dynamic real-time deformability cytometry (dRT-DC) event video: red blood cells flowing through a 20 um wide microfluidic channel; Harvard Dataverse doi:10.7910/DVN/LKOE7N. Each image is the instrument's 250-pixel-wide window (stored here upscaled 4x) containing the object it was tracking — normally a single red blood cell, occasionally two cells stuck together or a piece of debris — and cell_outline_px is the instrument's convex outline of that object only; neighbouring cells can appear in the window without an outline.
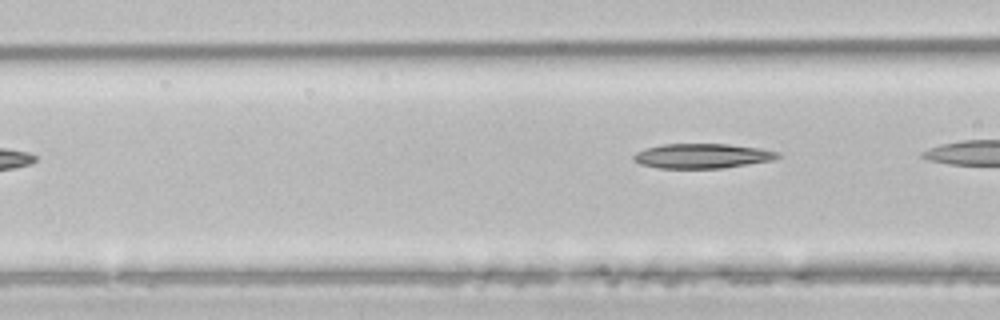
{"species": "common noctule bat (a hibernating species)", "species_latin": "Nyctalus noctula", "temperature_condition": "room temperature", "stored_images_in_passage": 3, "segment_of_instrument_passage": [2, 2], "camera_frame_rate_fps": 3000, "um_per_image_px": 0.085, "animal": {"sex": "male", "body_mass_g": 21.5, "forearm_length_mm": 52.0}, "frame": {"image": 1, "passage_image": 3, "time_ms": 0.667, "image_size_px": [1000, 320], "cell_outline_px": [[780, 156], [772, 160], [720, 168], [660, 168], [640, 164], [632, 160], [632, 156], [636, 152], [648, 148], [664, 144], [728, 144], [760, 148], [780, 152]], "centroid_in_image_um": [59.67, 13.25], "position_along_channel_um": 106.9, "area_um2": 20.58}}